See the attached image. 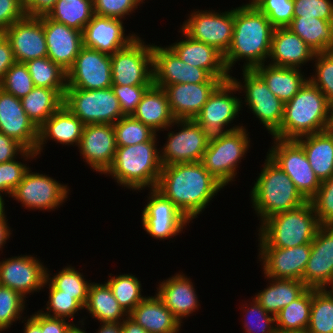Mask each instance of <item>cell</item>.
I'll use <instances>...</instances> for the list:
<instances>
[{
  "instance_id": "cell-35",
  "label": "cell",
  "mask_w": 333,
  "mask_h": 333,
  "mask_svg": "<svg viewBox=\"0 0 333 333\" xmlns=\"http://www.w3.org/2000/svg\"><path fill=\"white\" fill-rule=\"evenodd\" d=\"M296 141L303 147L307 160L320 182L329 179L333 175V128L302 136Z\"/></svg>"
},
{
  "instance_id": "cell-63",
  "label": "cell",
  "mask_w": 333,
  "mask_h": 333,
  "mask_svg": "<svg viewBox=\"0 0 333 333\" xmlns=\"http://www.w3.org/2000/svg\"><path fill=\"white\" fill-rule=\"evenodd\" d=\"M8 225V219L6 215L5 208L0 212V251L3 250L5 247V244L7 243V240L12 235V228ZM4 246V247H3Z\"/></svg>"
},
{
  "instance_id": "cell-26",
  "label": "cell",
  "mask_w": 333,
  "mask_h": 333,
  "mask_svg": "<svg viewBox=\"0 0 333 333\" xmlns=\"http://www.w3.org/2000/svg\"><path fill=\"white\" fill-rule=\"evenodd\" d=\"M123 20L94 15L82 32L83 46L114 54L128 46L139 34L125 35Z\"/></svg>"
},
{
  "instance_id": "cell-33",
  "label": "cell",
  "mask_w": 333,
  "mask_h": 333,
  "mask_svg": "<svg viewBox=\"0 0 333 333\" xmlns=\"http://www.w3.org/2000/svg\"><path fill=\"white\" fill-rule=\"evenodd\" d=\"M132 116L151 127L156 133L175 128L173 126L175 119L170 111L167 94L163 88L153 84L143 94Z\"/></svg>"
},
{
  "instance_id": "cell-54",
  "label": "cell",
  "mask_w": 333,
  "mask_h": 333,
  "mask_svg": "<svg viewBox=\"0 0 333 333\" xmlns=\"http://www.w3.org/2000/svg\"><path fill=\"white\" fill-rule=\"evenodd\" d=\"M144 0H93L94 15L125 20Z\"/></svg>"
},
{
  "instance_id": "cell-15",
  "label": "cell",
  "mask_w": 333,
  "mask_h": 333,
  "mask_svg": "<svg viewBox=\"0 0 333 333\" xmlns=\"http://www.w3.org/2000/svg\"><path fill=\"white\" fill-rule=\"evenodd\" d=\"M70 189L67 184L59 183L49 174L26 172L23 180L14 189L11 198L31 211H54L65 203Z\"/></svg>"
},
{
  "instance_id": "cell-3",
  "label": "cell",
  "mask_w": 333,
  "mask_h": 333,
  "mask_svg": "<svg viewBox=\"0 0 333 333\" xmlns=\"http://www.w3.org/2000/svg\"><path fill=\"white\" fill-rule=\"evenodd\" d=\"M333 128V104L308 79L299 92L284 104L280 129L272 136L296 140Z\"/></svg>"
},
{
  "instance_id": "cell-70",
  "label": "cell",
  "mask_w": 333,
  "mask_h": 333,
  "mask_svg": "<svg viewBox=\"0 0 333 333\" xmlns=\"http://www.w3.org/2000/svg\"><path fill=\"white\" fill-rule=\"evenodd\" d=\"M259 0H249V4L255 5Z\"/></svg>"
},
{
  "instance_id": "cell-27",
  "label": "cell",
  "mask_w": 333,
  "mask_h": 333,
  "mask_svg": "<svg viewBox=\"0 0 333 333\" xmlns=\"http://www.w3.org/2000/svg\"><path fill=\"white\" fill-rule=\"evenodd\" d=\"M179 32H182V40H177L168 46L183 62L207 70L213 77L219 78L222 82L231 78V74L226 70L221 52L214 46L192 39L181 29Z\"/></svg>"
},
{
  "instance_id": "cell-37",
  "label": "cell",
  "mask_w": 333,
  "mask_h": 333,
  "mask_svg": "<svg viewBox=\"0 0 333 333\" xmlns=\"http://www.w3.org/2000/svg\"><path fill=\"white\" fill-rule=\"evenodd\" d=\"M84 310L100 323H118L129 316L105 281L101 284L91 282Z\"/></svg>"
},
{
  "instance_id": "cell-18",
  "label": "cell",
  "mask_w": 333,
  "mask_h": 333,
  "mask_svg": "<svg viewBox=\"0 0 333 333\" xmlns=\"http://www.w3.org/2000/svg\"><path fill=\"white\" fill-rule=\"evenodd\" d=\"M111 86V55L83 46L67 71V88L97 90Z\"/></svg>"
},
{
  "instance_id": "cell-72",
  "label": "cell",
  "mask_w": 333,
  "mask_h": 333,
  "mask_svg": "<svg viewBox=\"0 0 333 333\" xmlns=\"http://www.w3.org/2000/svg\"><path fill=\"white\" fill-rule=\"evenodd\" d=\"M4 34V32L2 30H0V37Z\"/></svg>"
},
{
  "instance_id": "cell-52",
  "label": "cell",
  "mask_w": 333,
  "mask_h": 333,
  "mask_svg": "<svg viewBox=\"0 0 333 333\" xmlns=\"http://www.w3.org/2000/svg\"><path fill=\"white\" fill-rule=\"evenodd\" d=\"M255 6L266 15L274 28L287 27L294 17L293 0H259Z\"/></svg>"
},
{
  "instance_id": "cell-31",
  "label": "cell",
  "mask_w": 333,
  "mask_h": 333,
  "mask_svg": "<svg viewBox=\"0 0 333 333\" xmlns=\"http://www.w3.org/2000/svg\"><path fill=\"white\" fill-rule=\"evenodd\" d=\"M220 83H180L164 88L175 120L194 119Z\"/></svg>"
},
{
  "instance_id": "cell-40",
  "label": "cell",
  "mask_w": 333,
  "mask_h": 333,
  "mask_svg": "<svg viewBox=\"0 0 333 333\" xmlns=\"http://www.w3.org/2000/svg\"><path fill=\"white\" fill-rule=\"evenodd\" d=\"M311 305L312 288H307L275 315L277 332L306 331L310 321Z\"/></svg>"
},
{
  "instance_id": "cell-24",
  "label": "cell",
  "mask_w": 333,
  "mask_h": 333,
  "mask_svg": "<svg viewBox=\"0 0 333 333\" xmlns=\"http://www.w3.org/2000/svg\"><path fill=\"white\" fill-rule=\"evenodd\" d=\"M40 17L45 32L47 57L67 72L83 47L82 31L50 19L46 14Z\"/></svg>"
},
{
  "instance_id": "cell-5",
  "label": "cell",
  "mask_w": 333,
  "mask_h": 333,
  "mask_svg": "<svg viewBox=\"0 0 333 333\" xmlns=\"http://www.w3.org/2000/svg\"><path fill=\"white\" fill-rule=\"evenodd\" d=\"M250 192L251 207L260 224L270 216L296 209L307 201L289 176L267 155Z\"/></svg>"
},
{
  "instance_id": "cell-49",
  "label": "cell",
  "mask_w": 333,
  "mask_h": 333,
  "mask_svg": "<svg viewBox=\"0 0 333 333\" xmlns=\"http://www.w3.org/2000/svg\"><path fill=\"white\" fill-rule=\"evenodd\" d=\"M247 301L242 305L245 314L243 328L245 333H278L275 316L268 313L256 300ZM248 304V305H247ZM250 306V307H249Z\"/></svg>"
},
{
  "instance_id": "cell-14",
  "label": "cell",
  "mask_w": 333,
  "mask_h": 333,
  "mask_svg": "<svg viewBox=\"0 0 333 333\" xmlns=\"http://www.w3.org/2000/svg\"><path fill=\"white\" fill-rule=\"evenodd\" d=\"M196 10L190 12L180 29L192 39L214 46L224 55L232 41L234 8L224 12Z\"/></svg>"
},
{
  "instance_id": "cell-17",
  "label": "cell",
  "mask_w": 333,
  "mask_h": 333,
  "mask_svg": "<svg viewBox=\"0 0 333 333\" xmlns=\"http://www.w3.org/2000/svg\"><path fill=\"white\" fill-rule=\"evenodd\" d=\"M153 85L165 88L180 83H221L207 70L183 62L169 46L153 44Z\"/></svg>"
},
{
  "instance_id": "cell-36",
  "label": "cell",
  "mask_w": 333,
  "mask_h": 333,
  "mask_svg": "<svg viewBox=\"0 0 333 333\" xmlns=\"http://www.w3.org/2000/svg\"><path fill=\"white\" fill-rule=\"evenodd\" d=\"M266 278L269 282L267 287L255 293L254 298L268 313L274 316L308 288L301 280L269 277L264 279Z\"/></svg>"
},
{
  "instance_id": "cell-68",
  "label": "cell",
  "mask_w": 333,
  "mask_h": 333,
  "mask_svg": "<svg viewBox=\"0 0 333 333\" xmlns=\"http://www.w3.org/2000/svg\"><path fill=\"white\" fill-rule=\"evenodd\" d=\"M328 288H325L328 293L333 297V281L327 286ZM331 288V289H330Z\"/></svg>"
},
{
  "instance_id": "cell-11",
  "label": "cell",
  "mask_w": 333,
  "mask_h": 333,
  "mask_svg": "<svg viewBox=\"0 0 333 333\" xmlns=\"http://www.w3.org/2000/svg\"><path fill=\"white\" fill-rule=\"evenodd\" d=\"M272 139L273 145L266 155L289 176L303 198L310 201L321 182L311 168L303 147L296 140Z\"/></svg>"
},
{
  "instance_id": "cell-65",
  "label": "cell",
  "mask_w": 333,
  "mask_h": 333,
  "mask_svg": "<svg viewBox=\"0 0 333 333\" xmlns=\"http://www.w3.org/2000/svg\"><path fill=\"white\" fill-rule=\"evenodd\" d=\"M99 329L95 333H122L121 322L118 323H100Z\"/></svg>"
},
{
  "instance_id": "cell-64",
  "label": "cell",
  "mask_w": 333,
  "mask_h": 333,
  "mask_svg": "<svg viewBox=\"0 0 333 333\" xmlns=\"http://www.w3.org/2000/svg\"><path fill=\"white\" fill-rule=\"evenodd\" d=\"M121 325L122 333H149L129 316L121 322Z\"/></svg>"
},
{
  "instance_id": "cell-4",
  "label": "cell",
  "mask_w": 333,
  "mask_h": 333,
  "mask_svg": "<svg viewBox=\"0 0 333 333\" xmlns=\"http://www.w3.org/2000/svg\"><path fill=\"white\" fill-rule=\"evenodd\" d=\"M157 137L158 133L147 142L117 146L114 161L105 175L130 191L155 188L162 170Z\"/></svg>"
},
{
  "instance_id": "cell-22",
  "label": "cell",
  "mask_w": 333,
  "mask_h": 333,
  "mask_svg": "<svg viewBox=\"0 0 333 333\" xmlns=\"http://www.w3.org/2000/svg\"><path fill=\"white\" fill-rule=\"evenodd\" d=\"M9 40L15 62L47 57V45L40 16L26 15L4 31Z\"/></svg>"
},
{
  "instance_id": "cell-1",
  "label": "cell",
  "mask_w": 333,
  "mask_h": 333,
  "mask_svg": "<svg viewBox=\"0 0 333 333\" xmlns=\"http://www.w3.org/2000/svg\"><path fill=\"white\" fill-rule=\"evenodd\" d=\"M224 187L201 162L162 166L155 189L190 221L196 219Z\"/></svg>"
},
{
  "instance_id": "cell-59",
  "label": "cell",
  "mask_w": 333,
  "mask_h": 333,
  "mask_svg": "<svg viewBox=\"0 0 333 333\" xmlns=\"http://www.w3.org/2000/svg\"><path fill=\"white\" fill-rule=\"evenodd\" d=\"M26 15L22 0H0V30L3 32Z\"/></svg>"
},
{
  "instance_id": "cell-58",
  "label": "cell",
  "mask_w": 333,
  "mask_h": 333,
  "mask_svg": "<svg viewBox=\"0 0 333 333\" xmlns=\"http://www.w3.org/2000/svg\"><path fill=\"white\" fill-rule=\"evenodd\" d=\"M22 160L30 162L37 158V153L33 150L26 149L22 144H20L15 139L6 136L4 133L0 132V163H5L12 161L18 157Z\"/></svg>"
},
{
  "instance_id": "cell-23",
  "label": "cell",
  "mask_w": 333,
  "mask_h": 333,
  "mask_svg": "<svg viewBox=\"0 0 333 333\" xmlns=\"http://www.w3.org/2000/svg\"><path fill=\"white\" fill-rule=\"evenodd\" d=\"M308 288L323 289L333 281V226L321 225L311 243L302 278Z\"/></svg>"
},
{
  "instance_id": "cell-62",
  "label": "cell",
  "mask_w": 333,
  "mask_h": 333,
  "mask_svg": "<svg viewBox=\"0 0 333 333\" xmlns=\"http://www.w3.org/2000/svg\"><path fill=\"white\" fill-rule=\"evenodd\" d=\"M57 0H22L24 9L29 16L45 15Z\"/></svg>"
},
{
  "instance_id": "cell-61",
  "label": "cell",
  "mask_w": 333,
  "mask_h": 333,
  "mask_svg": "<svg viewBox=\"0 0 333 333\" xmlns=\"http://www.w3.org/2000/svg\"><path fill=\"white\" fill-rule=\"evenodd\" d=\"M15 63L13 50L9 40L3 34L0 37V83L6 71Z\"/></svg>"
},
{
  "instance_id": "cell-42",
  "label": "cell",
  "mask_w": 333,
  "mask_h": 333,
  "mask_svg": "<svg viewBox=\"0 0 333 333\" xmlns=\"http://www.w3.org/2000/svg\"><path fill=\"white\" fill-rule=\"evenodd\" d=\"M34 86L54 89L62 98L67 89V72L48 57L29 60L26 63Z\"/></svg>"
},
{
  "instance_id": "cell-32",
  "label": "cell",
  "mask_w": 333,
  "mask_h": 333,
  "mask_svg": "<svg viewBox=\"0 0 333 333\" xmlns=\"http://www.w3.org/2000/svg\"><path fill=\"white\" fill-rule=\"evenodd\" d=\"M129 317L149 333H179L183 326L156 293L145 297Z\"/></svg>"
},
{
  "instance_id": "cell-50",
  "label": "cell",
  "mask_w": 333,
  "mask_h": 333,
  "mask_svg": "<svg viewBox=\"0 0 333 333\" xmlns=\"http://www.w3.org/2000/svg\"><path fill=\"white\" fill-rule=\"evenodd\" d=\"M313 61L315 71L308 79L333 104V50L316 53Z\"/></svg>"
},
{
  "instance_id": "cell-34",
  "label": "cell",
  "mask_w": 333,
  "mask_h": 333,
  "mask_svg": "<svg viewBox=\"0 0 333 333\" xmlns=\"http://www.w3.org/2000/svg\"><path fill=\"white\" fill-rule=\"evenodd\" d=\"M253 70L284 104L290 101L308 80L307 74L299 68L278 67L265 63L256 66Z\"/></svg>"
},
{
  "instance_id": "cell-60",
  "label": "cell",
  "mask_w": 333,
  "mask_h": 333,
  "mask_svg": "<svg viewBox=\"0 0 333 333\" xmlns=\"http://www.w3.org/2000/svg\"><path fill=\"white\" fill-rule=\"evenodd\" d=\"M30 317L41 327L42 333H68L75 324L64 318L47 316L40 310Z\"/></svg>"
},
{
  "instance_id": "cell-57",
  "label": "cell",
  "mask_w": 333,
  "mask_h": 333,
  "mask_svg": "<svg viewBox=\"0 0 333 333\" xmlns=\"http://www.w3.org/2000/svg\"><path fill=\"white\" fill-rule=\"evenodd\" d=\"M151 85H112L115 96L119 100L122 113L132 115L141 101L143 94Z\"/></svg>"
},
{
  "instance_id": "cell-71",
  "label": "cell",
  "mask_w": 333,
  "mask_h": 333,
  "mask_svg": "<svg viewBox=\"0 0 333 333\" xmlns=\"http://www.w3.org/2000/svg\"><path fill=\"white\" fill-rule=\"evenodd\" d=\"M278 333H309L307 331H301V332H278Z\"/></svg>"
},
{
  "instance_id": "cell-39",
  "label": "cell",
  "mask_w": 333,
  "mask_h": 333,
  "mask_svg": "<svg viewBox=\"0 0 333 333\" xmlns=\"http://www.w3.org/2000/svg\"><path fill=\"white\" fill-rule=\"evenodd\" d=\"M21 102L25 113L39 128L63 105V98L54 89L35 86Z\"/></svg>"
},
{
  "instance_id": "cell-29",
  "label": "cell",
  "mask_w": 333,
  "mask_h": 333,
  "mask_svg": "<svg viewBox=\"0 0 333 333\" xmlns=\"http://www.w3.org/2000/svg\"><path fill=\"white\" fill-rule=\"evenodd\" d=\"M85 124L62 105L39 128L35 152L41 156L48 140L67 146H79Z\"/></svg>"
},
{
  "instance_id": "cell-69",
  "label": "cell",
  "mask_w": 333,
  "mask_h": 333,
  "mask_svg": "<svg viewBox=\"0 0 333 333\" xmlns=\"http://www.w3.org/2000/svg\"><path fill=\"white\" fill-rule=\"evenodd\" d=\"M5 205V202L0 198V212L4 209V208H6V206H4Z\"/></svg>"
},
{
  "instance_id": "cell-43",
  "label": "cell",
  "mask_w": 333,
  "mask_h": 333,
  "mask_svg": "<svg viewBox=\"0 0 333 333\" xmlns=\"http://www.w3.org/2000/svg\"><path fill=\"white\" fill-rule=\"evenodd\" d=\"M50 273L47 268V280L57 289L61 290V294L73 296L83 307L87 302L88 289L91 281L86 280L85 275L76 270L72 265H68L56 274Z\"/></svg>"
},
{
  "instance_id": "cell-20",
  "label": "cell",
  "mask_w": 333,
  "mask_h": 333,
  "mask_svg": "<svg viewBox=\"0 0 333 333\" xmlns=\"http://www.w3.org/2000/svg\"><path fill=\"white\" fill-rule=\"evenodd\" d=\"M258 261L264 277L301 280L311 254V244L292 248L259 247Z\"/></svg>"
},
{
  "instance_id": "cell-21",
  "label": "cell",
  "mask_w": 333,
  "mask_h": 333,
  "mask_svg": "<svg viewBox=\"0 0 333 333\" xmlns=\"http://www.w3.org/2000/svg\"><path fill=\"white\" fill-rule=\"evenodd\" d=\"M77 149L93 172L105 174L111 167L117 150L113 125L86 124Z\"/></svg>"
},
{
  "instance_id": "cell-46",
  "label": "cell",
  "mask_w": 333,
  "mask_h": 333,
  "mask_svg": "<svg viewBox=\"0 0 333 333\" xmlns=\"http://www.w3.org/2000/svg\"><path fill=\"white\" fill-rule=\"evenodd\" d=\"M117 146H130L151 140L157 133L132 115L113 124Z\"/></svg>"
},
{
  "instance_id": "cell-2",
  "label": "cell",
  "mask_w": 333,
  "mask_h": 333,
  "mask_svg": "<svg viewBox=\"0 0 333 333\" xmlns=\"http://www.w3.org/2000/svg\"><path fill=\"white\" fill-rule=\"evenodd\" d=\"M273 30L269 19L255 5L247 2L235 7L232 41L223 55L226 70L230 73L241 60L242 70H253L267 63Z\"/></svg>"
},
{
  "instance_id": "cell-28",
  "label": "cell",
  "mask_w": 333,
  "mask_h": 333,
  "mask_svg": "<svg viewBox=\"0 0 333 333\" xmlns=\"http://www.w3.org/2000/svg\"><path fill=\"white\" fill-rule=\"evenodd\" d=\"M185 275L183 272H177L168 279L161 280L156 288V294L181 324L188 316H192L190 314H194L193 312L197 311L200 306L194 283L190 277Z\"/></svg>"
},
{
  "instance_id": "cell-19",
  "label": "cell",
  "mask_w": 333,
  "mask_h": 333,
  "mask_svg": "<svg viewBox=\"0 0 333 333\" xmlns=\"http://www.w3.org/2000/svg\"><path fill=\"white\" fill-rule=\"evenodd\" d=\"M33 256L21 254L3 258L0 261V285L18 291L25 298L28 294L40 292L47 279V268Z\"/></svg>"
},
{
  "instance_id": "cell-47",
  "label": "cell",
  "mask_w": 333,
  "mask_h": 333,
  "mask_svg": "<svg viewBox=\"0 0 333 333\" xmlns=\"http://www.w3.org/2000/svg\"><path fill=\"white\" fill-rule=\"evenodd\" d=\"M43 287L49 289V299L46 306H44L46 311L44 312L43 309L40 311L47 316L72 320L71 322L74 323L75 314L79 310L81 312L84 307L73 296L61 294V290H57L47 279Z\"/></svg>"
},
{
  "instance_id": "cell-7",
  "label": "cell",
  "mask_w": 333,
  "mask_h": 333,
  "mask_svg": "<svg viewBox=\"0 0 333 333\" xmlns=\"http://www.w3.org/2000/svg\"><path fill=\"white\" fill-rule=\"evenodd\" d=\"M245 127L210 137L203 153L201 163L224 188L236 181L239 163L251 148V138Z\"/></svg>"
},
{
  "instance_id": "cell-9",
  "label": "cell",
  "mask_w": 333,
  "mask_h": 333,
  "mask_svg": "<svg viewBox=\"0 0 333 333\" xmlns=\"http://www.w3.org/2000/svg\"><path fill=\"white\" fill-rule=\"evenodd\" d=\"M65 105L86 124H114L125 116L112 88L86 90L67 88L63 97Z\"/></svg>"
},
{
  "instance_id": "cell-66",
  "label": "cell",
  "mask_w": 333,
  "mask_h": 333,
  "mask_svg": "<svg viewBox=\"0 0 333 333\" xmlns=\"http://www.w3.org/2000/svg\"><path fill=\"white\" fill-rule=\"evenodd\" d=\"M22 323H24L23 333H42L41 327L31 317H24Z\"/></svg>"
},
{
  "instance_id": "cell-30",
  "label": "cell",
  "mask_w": 333,
  "mask_h": 333,
  "mask_svg": "<svg viewBox=\"0 0 333 333\" xmlns=\"http://www.w3.org/2000/svg\"><path fill=\"white\" fill-rule=\"evenodd\" d=\"M315 52L287 27L274 28L267 63L278 67L300 68L313 62ZM271 60V61H270Z\"/></svg>"
},
{
  "instance_id": "cell-51",
  "label": "cell",
  "mask_w": 333,
  "mask_h": 333,
  "mask_svg": "<svg viewBox=\"0 0 333 333\" xmlns=\"http://www.w3.org/2000/svg\"><path fill=\"white\" fill-rule=\"evenodd\" d=\"M33 80L25 63L15 62L5 73L0 88L22 99L34 88Z\"/></svg>"
},
{
  "instance_id": "cell-45",
  "label": "cell",
  "mask_w": 333,
  "mask_h": 333,
  "mask_svg": "<svg viewBox=\"0 0 333 333\" xmlns=\"http://www.w3.org/2000/svg\"><path fill=\"white\" fill-rule=\"evenodd\" d=\"M309 333H333V297L328 291L312 288Z\"/></svg>"
},
{
  "instance_id": "cell-10",
  "label": "cell",
  "mask_w": 333,
  "mask_h": 333,
  "mask_svg": "<svg viewBox=\"0 0 333 333\" xmlns=\"http://www.w3.org/2000/svg\"><path fill=\"white\" fill-rule=\"evenodd\" d=\"M242 80L231 74V79L237 85L240 93H245V100L241 102L246 105L260 124L273 136L282 123L284 114V103L277 98L268 88L265 81L254 70H242ZM239 80V81H238ZM243 91V92H242Z\"/></svg>"
},
{
  "instance_id": "cell-12",
  "label": "cell",
  "mask_w": 333,
  "mask_h": 333,
  "mask_svg": "<svg viewBox=\"0 0 333 333\" xmlns=\"http://www.w3.org/2000/svg\"><path fill=\"white\" fill-rule=\"evenodd\" d=\"M153 43L137 37L128 46L111 54L112 85L153 84Z\"/></svg>"
},
{
  "instance_id": "cell-55",
  "label": "cell",
  "mask_w": 333,
  "mask_h": 333,
  "mask_svg": "<svg viewBox=\"0 0 333 333\" xmlns=\"http://www.w3.org/2000/svg\"><path fill=\"white\" fill-rule=\"evenodd\" d=\"M29 165L17 161V158L0 163V198L5 202L4 195L10 198L14 189L23 180L24 175L29 170Z\"/></svg>"
},
{
  "instance_id": "cell-38",
  "label": "cell",
  "mask_w": 333,
  "mask_h": 333,
  "mask_svg": "<svg viewBox=\"0 0 333 333\" xmlns=\"http://www.w3.org/2000/svg\"><path fill=\"white\" fill-rule=\"evenodd\" d=\"M315 53L333 50V21L319 18L293 17L287 26Z\"/></svg>"
},
{
  "instance_id": "cell-16",
  "label": "cell",
  "mask_w": 333,
  "mask_h": 333,
  "mask_svg": "<svg viewBox=\"0 0 333 333\" xmlns=\"http://www.w3.org/2000/svg\"><path fill=\"white\" fill-rule=\"evenodd\" d=\"M149 190L147 204L141 212L143 229L154 239H173L187 228L191 221L155 188Z\"/></svg>"
},
{
  "instance_id": "cell-67",
  "label": "cell",
  "mask_w": 333,
  "mask_h": 333,
  "mask_svg": "<svg viewBox=\"0 0 333 333\" xmlns=\"http://www.w3.org/2000/svg\"><path fill=\"white\" fill-rule=\"evenodd\" d=\"M85 318L83 319V318H81V320L80 321H78V322H76L77 324H74L73 325V327L69 330V332L68 333H87L86 332V329L84 328V326L83 325H86V324H84L85 322ZM79 323V324H78ZM80 327H79V326ZM85 329V330H84Z\"/></svg>"
},
{
  "instance_id": "cell-48",
  "label": "cell",
  "mask_w": 333,
  "mask_h": 333,
  "mask_svg": "<svg viewBox=\"0 0 333 333\" xmlns=\"http://www.w3.org/2000/svg\"><path fill=\"white\" fill-rule=\"evenodd\" d=\"M26 301L18 291L0 285V333L24 319L22 313L26 309Z\"/></svg>"
},
{
  "instance_id": "cell-6",
  "label": "cell",
  "mask_w": 333,
  "mask_h": 333,
  "mask_svg": "<svg viewBox=\"0 0 333 333\" xmlns=\"http://www.w3.org/2000/svg\"><path fill=\"white\" fill-rule=\"evenodd\" d=\"M321 225L310 201L274 214L264 220L258 232V247L292 248L311 244Z\"/></svg>"
},
{
  "instance_id": "cell-41",
  "label": "cell",
  "mask_w": 333,
  "mask_h": 333,
  "mask_svg": "<svg viewBox=\"0 0 333 333\" xmlns=\"http://www.w3.org/2000/svg\"><path fill=\"white\" fill-rule=\"evenodd\" d=\"M46 15L50 19L83 32L94 16L93 0H57Z\"/></svg>"
},
{
  "instance_id": "cell-25",
  "label": "cell",
  "mask_w": 333,
  "mask_h": 333,
  "mask_svg": "<svg viewBox=\"0 0 333 333\" xmlns=\"http://www.w3.org/2000/svg\"><path fill=\"white\" fill-rule=\"evenodd\" d=\"M0 132L35 151L38 127L25 113L21 99L0 88Z\"/></svg>"
},
{
  "instance_id": "cell-8",
  "label": "cell",
  "mask_w": 333,
  "mask_h": 333,
  "mask_svg": "<svg viewBox=\"0 0 333 333\" xmlns=\"http://www.w3.org/2000/svg\"><path fill=\"white\" fill-rule=\"evenodd\" d=\"M240 91L230 78L221 82L210 94L201 111L193 119L210 136L221 135L243 127V124L230 125L239 117L241 98L235 96ZM231 126V128H230Z\"/></svg>"
},
{
  "instance_id": "cell-13",
  "label": "cell",
  "mask_w": 333,
  "mask_h": 333,
  "mask_svg": "<svg viewBox=\"0 0 333 333\" xmlns=\"http://www.w3.org/2000/svg\"><path fill=\"white\" fill-rule=\"evenodd\" d=\"M178 129L169 131L165 144L160 147L162 166L177 163L201 162L210 136L193 119L175 120ZM178 130V132H176Z\"/></svg>"
},
{
  "instance_id": "cell-44",
  "label": "cell",
  "mask_w": 333,
  "mask_h": 333,
  "mask_svg": "<svg viewBox=\"0 0 333 333\" xmlns=\"http://www.w3.org/2000/svg\"><path fill=\"white\" fill-rule=\"evenodd\" d=\"M106 280L116 300L129 315L132 310L146 297L142 295V284L132 273L113 275Z\"/></svg>"
},
{
  "instance_id": "cell-56",
  "label": "cell",
  "mask_w": 333,
  "mask_h": 333,
  "mask_svg": "<svg viewBox=\"0 0 333 333\" xmlns=\"http://www.w3.org/2000/svg\"><path fill=\"white\" fill-rule=\"evenodd\" d=\"M294 17L333 21V0H293Z\"/></svg>"
},
{
  "instance_id": "cell-53",
  "label": "cell",
  "mask_w": 333,
  "mask_h": 333,
  "mask_svg": "<svg viewBox=\"0 0 333 333\" xmlns=\"http://www.w3.org/2000/svg\"><path fill=\"white\" fill-rule=\"evenodd\" d=\"M310 202L319 224L333 226V175L321 182L319 190Z\"/></svg>"
}]
</instances>
